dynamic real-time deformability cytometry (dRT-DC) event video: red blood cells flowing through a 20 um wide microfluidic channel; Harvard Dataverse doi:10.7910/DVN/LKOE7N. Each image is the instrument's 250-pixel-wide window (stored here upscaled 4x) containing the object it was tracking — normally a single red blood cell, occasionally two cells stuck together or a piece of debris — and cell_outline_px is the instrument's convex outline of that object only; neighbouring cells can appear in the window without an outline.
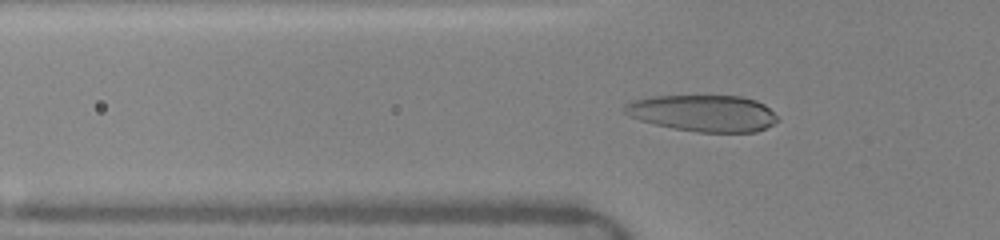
{"species": "human", "species_latin": "Homo sapiens", "temperature_condition": "warm", "stored_images_in_passage": 13, "camera_frame_rate_fps": 3000, "um_per_image_px": 0.085, "donor": {"sex": "female"}, "frame": {"image": 1, "passage_image": 2, "time_ms": 0.333, "image_size_px": [1000, 240], "cell_outline_px": [[780, 120], [756, 132], [696, 132], [672, 128], [640, 120], [628, 116], [624, 112], [624, 104], [632, 100], [652, 96], [740, 96], [756, 100], [764, 104]], "centroid_in_image_um": [59.74, 9.62], "position_along_channel_um": 66.1, "area_um2": 32.54}}
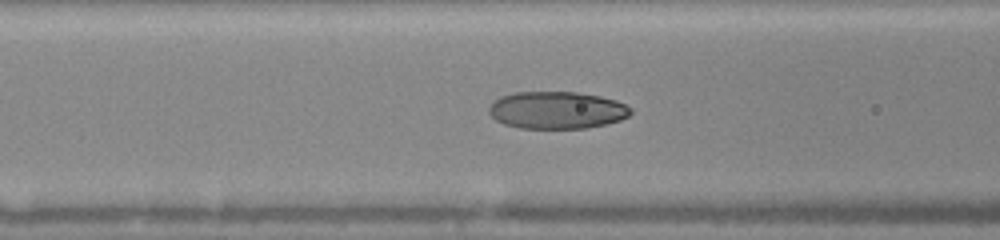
{"frame": {"image": 2, "passage_image": 6, "time_ms": 1.667, "image_size_px": [1000, 240], "cell_outline_px": [[632, 112], [628, 116], [620, 120], [588, 128], [520, 128], [504, 124], [496, 120], [488, 112], [488, 108], [500, 96], [516, 92], [576, 92], [600, 96], [616, 100], [632, 108]], "centroid_in_image_um": [47.34, 9.36], "position_along_channel_um": 119.3, "area_um2": 30.75}}
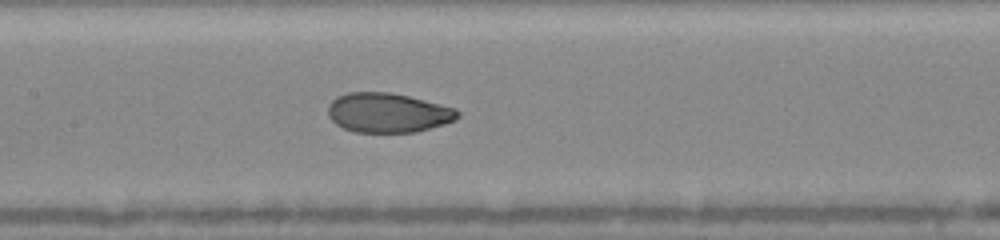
{"frame": {"image": 3, "passage_image": 11, "time_ms": 3.0, "image_size_px": [1000, 240], "cell_outline_px": [[460, 116], [456, 120], [444, 124], [416, 132], [356, 132], [344, 128], [336, 124], [328, 116], [328, 104], [336, 96], [348, 92], [392, 92], [456, 108], [460, 112]], "centroid_in_image_um": [32.97, 9.58], "position_along_channel_um": 174.4, "area_um2": 30.0}}